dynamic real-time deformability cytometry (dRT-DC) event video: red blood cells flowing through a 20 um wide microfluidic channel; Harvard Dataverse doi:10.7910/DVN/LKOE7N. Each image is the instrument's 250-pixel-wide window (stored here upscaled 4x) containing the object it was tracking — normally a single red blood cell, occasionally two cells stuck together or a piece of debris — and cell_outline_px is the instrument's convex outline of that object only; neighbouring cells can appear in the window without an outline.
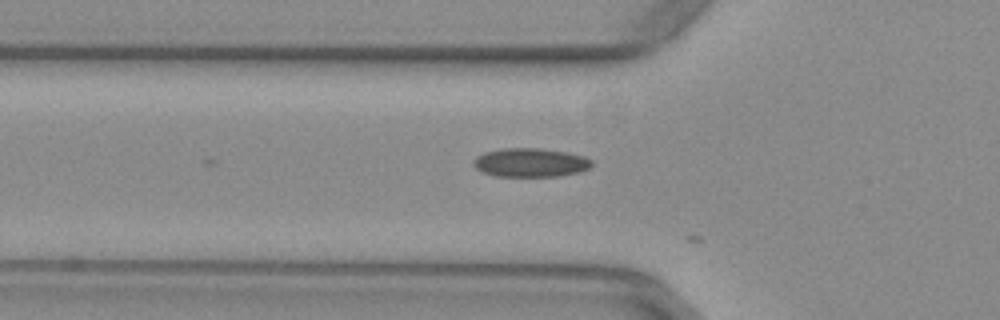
{"species": "common noctule bat (a hibernating species)", "species_latin": "Nyctalus noctula", "temperature_condition": "warm", "stored_images_in_passage": 5, "camera_frame_rate_fps": 3000, "um_per_image_px": 0.085, "animal": {"sex": "female", "body_mass_g": 29.2, "forearm_length_mm": 56.3}, "frame": {"image": 1, "passage_image": 3, "time_ms": 0.667, "image_size_px": [1000, 320], "cell_outline_px": [[592, 164], [588, 168], [580, 172], [560, 176], [496, 176], [484, 172], [476, 168], [472, 164], [472, 160], [476, 156], [484, 152], [504, 148], [540, 148], [564, 152], [584, 156], [592, 160]], "centroid_in_image_um": [45.07, 13.81], "position_along_channel_um": 80.7, "area_um2": 19.83}}